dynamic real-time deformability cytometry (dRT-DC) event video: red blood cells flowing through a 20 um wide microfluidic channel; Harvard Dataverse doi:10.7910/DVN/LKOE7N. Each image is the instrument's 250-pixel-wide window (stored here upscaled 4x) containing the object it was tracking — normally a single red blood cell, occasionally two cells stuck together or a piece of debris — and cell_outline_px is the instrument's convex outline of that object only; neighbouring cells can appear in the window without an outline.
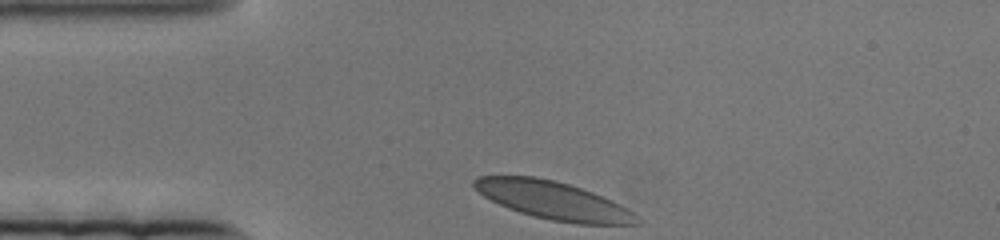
{"species": "human", "species_latin": "Homo sapiens", "temperature_condition": "cold", "stored_images_in_passage": 49, "camera_frame_rate_fps": 3000, "um_per_image_px": 0.085, "donor": {"sex": "female"}, "frame": {"image": 1, "passage_image": 1, "time_ms": 0.0, "image_size_px": [1000, 240], "cell_outline_px": [[636, 224], [576, 224], [552, 220], [532, 216], [508, 208], [484, 196], [472, 184], [472, 180], [480, 176], [536, 176], [568, 184], [592, 192], [612, 200], [632, 212], [636, 216]], "centroid_in_image_um": [46.99, 17.03], "position_along_channel_um": 38.0, "area_um2": 35.37}}
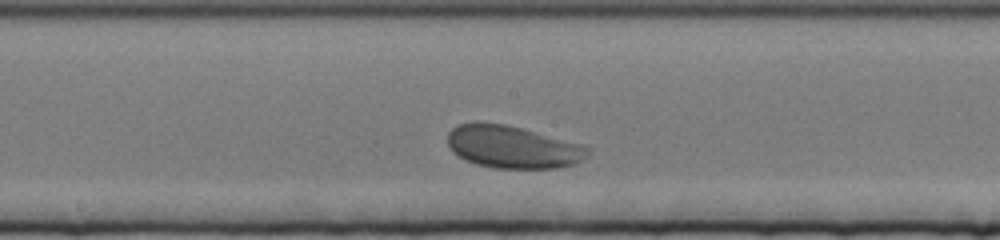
{"frame": {"image": 2, "passage_image": 26, "time_ms": 8.333, "image_size_px": [1000, 240], "cell_outline_px": [[588, 156], [572, 164], [556, 168], [496, 168], [476, 164], [464, 160], [452, 152], [448, 144], [448, 132], [452, 128], [460, 124], [504, 124], [520, 128], [580, 144], [588, 148]], "centroid_in_image_um": [43.54, 12.52], "position_along_channel_um": 204.7, "area_um2": 33.93}}
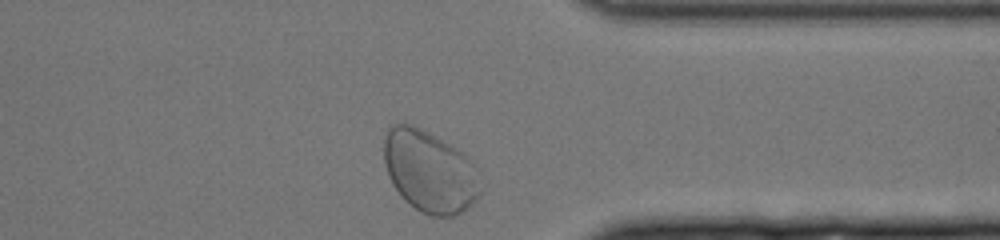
{"frame": {"image": 3, "passage_image": 49, "time_ms": 16.0, "image_size_px": [1000, 240], "cell_outline_px": [[480, 192], [476, 200], [468, 208], [456, 216], [432, 216], [420, 212], [404, 200], [392, 184], [388, 176], [384, 164], [384, 140], [388, 124], [412, 124], [428, 132], [456, 148], [468, 156], [476, 164], [480, 172]], "centroid_in_image_um": [36.53, 14.58], "position_along_channel_um": 374.9, "area_um2": 46.7}}